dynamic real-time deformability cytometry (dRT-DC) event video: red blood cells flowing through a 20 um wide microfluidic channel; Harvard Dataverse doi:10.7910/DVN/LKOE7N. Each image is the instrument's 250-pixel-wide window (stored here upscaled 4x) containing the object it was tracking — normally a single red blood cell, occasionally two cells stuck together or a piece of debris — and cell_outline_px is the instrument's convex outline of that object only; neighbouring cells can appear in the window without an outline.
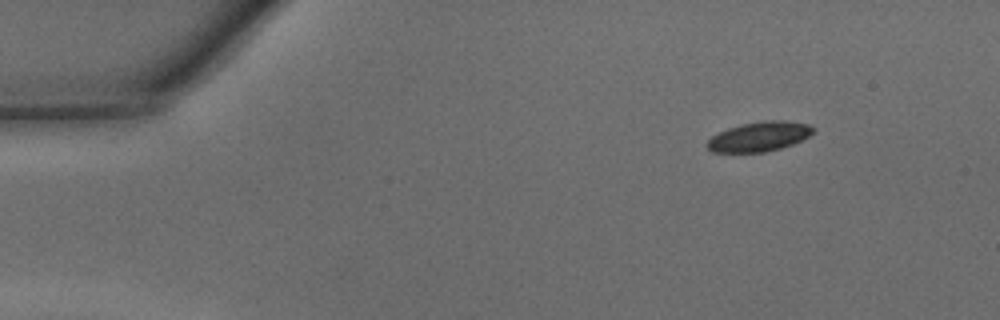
{"species": "common noctule bat (a hibernating species)", "species_latin": "Nyctalus noctula", "temperature_condition": "warm", "stored_images_in_passage": 42, "camera_frame_rate_fps": 3000, "um_per_image_px": 0.085, "animal": {"sex": "male", "body_mass_g": 15.6}, "frame": {"image": 1, "passage_image": 1, "time_ms": 0.0, "image_size_px": [1000, 320], "cell_outline_px": [[816, 132], [792, 144], [780, 148], [764, 152], [712, 152], [704, 144], [712, 136], [728, 128], [744, 124], [764, 120], [784, 120], [808, 124], [816, 128]], "centroid_in_image_um": [64.55, 11.6], "position_along_channel_um": 20.5, "area_um2": 18.26}}
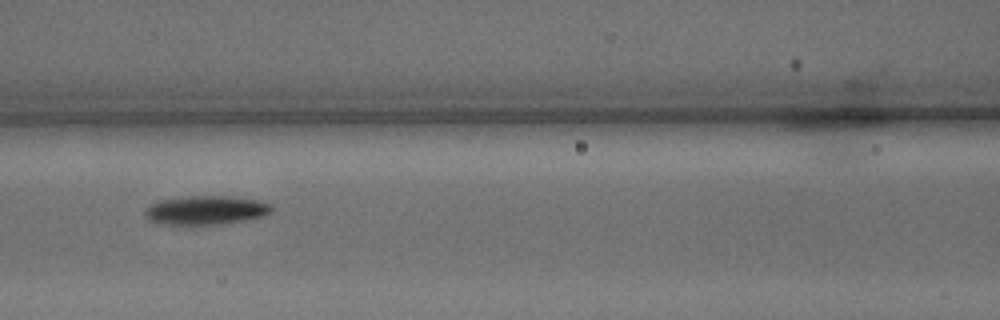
{"frame": {"image": 2, "passage_image": 16, "time_ms": 5.0, "image_size_px": [1000, 320], "cell_outline_px": [[272, 212], [264, 216], [244, 220], [220, 224], [188, 228], [160, 224], [148, 220], [144, 216], [144, 208], [148, 204], [164, 200], [188, 196], [232, 196], [256, 200], [272, 204]], "centroid_in_image_um": [17.42, 17.91], "position_along_channel_um": 149.2, "area_um2": 22.25}}
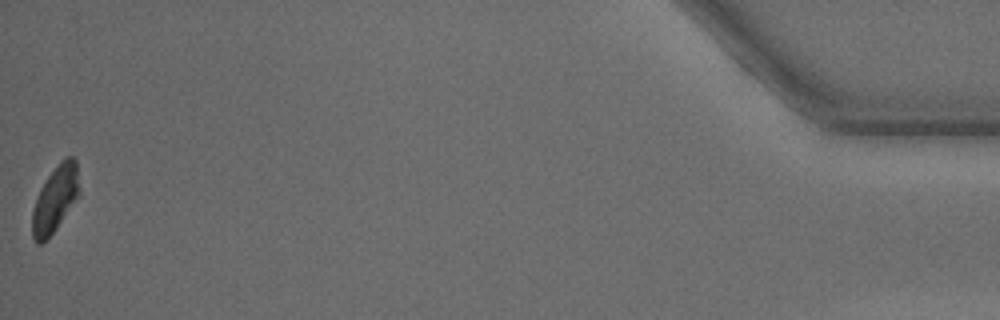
{"frame": {"image": 3, "passage_image": 42, "time_ms": 13.667, "image_size_px": [1000, 320], "cell_outline_px": [[80, 196], [56, 228], [40, 244], [36, 244], [32, 240], [32, 212], [36, 196], [40, 188], [48, 176], [60, 160], [64, 156], [72, 156], [76, 160], [80, 192]], "centroid_in_image_um": [4.69, 16.89], "position_along_channel_um": 430.5, "area_um2": 18.32}, "authors_computed_cell_mechanics": {"area_um2": 19.7098, "velocity_mm_per_s": 4.3395, "shape_relaxation_time_tau1_ms": 1.7572, "shape_relaxation_time_tau2_ms": null, "deformation_change_tau1": 0.1029, "deformation_change_tau2": null}}